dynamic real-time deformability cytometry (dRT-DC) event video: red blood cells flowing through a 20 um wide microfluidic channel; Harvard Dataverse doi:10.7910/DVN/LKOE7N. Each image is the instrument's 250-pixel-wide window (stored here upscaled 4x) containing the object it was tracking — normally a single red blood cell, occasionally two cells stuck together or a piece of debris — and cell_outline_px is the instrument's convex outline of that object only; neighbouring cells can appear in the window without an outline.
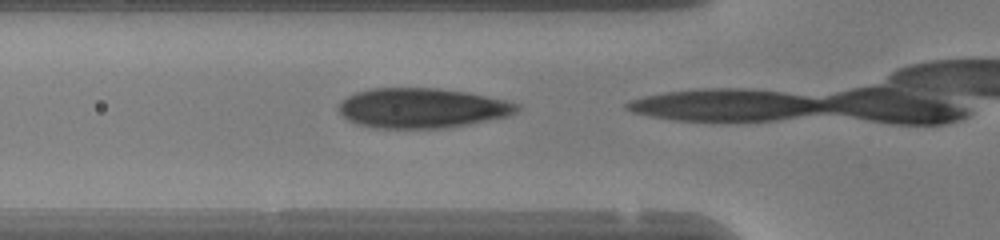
{"species": "human", "species_latin": "Homo sapiens", "temperature_condition": "warm", "stored_images_in_passage": 3, "camera_frame_rate_fps": 3000, "um_per_image_px": 0.085, "donor": {"sex": "female"}, "frame": {"image": 1, "passage_image": 2, "time_ms": 0.333, "image_size_px": [1000, 240], "cell_outline_px": [[520, 108], [516, 112], [508, 116], [468, 124], [444, 128], [376, 128], [356, 124], [348, 120], [336, 108], [340, 100], [356, 92], [368, 88], [436, 88], [468, 92], [504, 100], [520, 104]], "centroid_in_image_um": [35.83, 9.18], "position_along_channel_um": 90.0, "area_um2": 41.62}}